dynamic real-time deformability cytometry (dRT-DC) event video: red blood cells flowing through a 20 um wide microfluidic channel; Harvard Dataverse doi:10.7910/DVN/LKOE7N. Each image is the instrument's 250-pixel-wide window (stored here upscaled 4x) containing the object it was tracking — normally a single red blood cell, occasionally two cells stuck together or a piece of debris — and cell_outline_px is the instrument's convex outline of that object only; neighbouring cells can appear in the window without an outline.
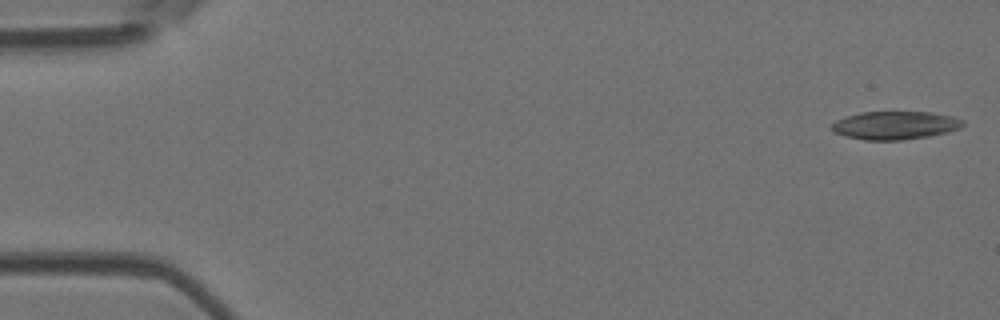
{"species": "Egyptian fruit bat (a non-hibernating species)", "species_latin": "Rousettus aegyptiacus", "temperature_condition": "room temperature", "stored_images_in_passage": 23, "camera_frame_rate_fps": 3000, "um_per_image_px": 0.085, "animal": {"sex": "female"}, "frame": {"image": 1, "passage_image": 1, "time_ms": 0.0, "image_size_px": [1000, 320], "cell_outline_px": [[964, 124], [960, 128], [948, 132], [928, 136], [904, 140], [864, 140], [844, 136], [832, 132], [832, 124], [836, 120], [860, 112], [932, 112], [952, 116], [964, 120]], "centroid_in_image_um": [76.09, 10.66], "position_along_channel_um": 8.9, "area_um2": 21.62}}
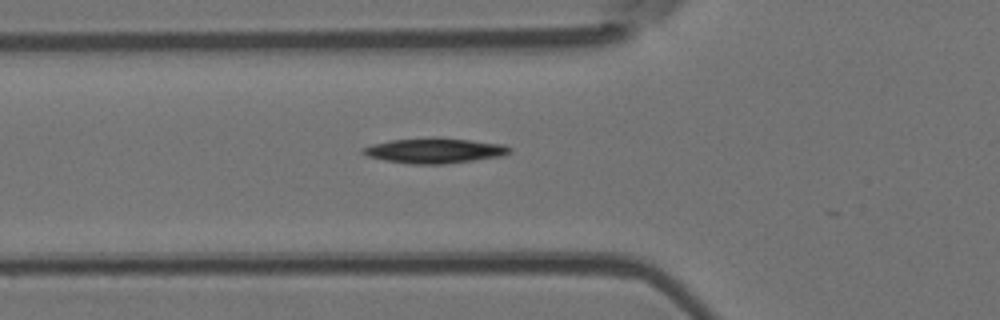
{"frame": {"image": 2, "passage_image": 18, "time_ms": 5.667, "image_size_px": [1000, 320], "cell_outline_px": [[512, 152], [500, 156], [444, 164], [412, 164], [384, 160], [368, 156], [360, 152], [360, 148], [372, 144], [392, 140], [436, 136], [504, 144], [512, 148]], "centroid_in_image_um": [36.92, 12.78], "position_along_channel_um": 88.9, "area_um2": 21.68}}
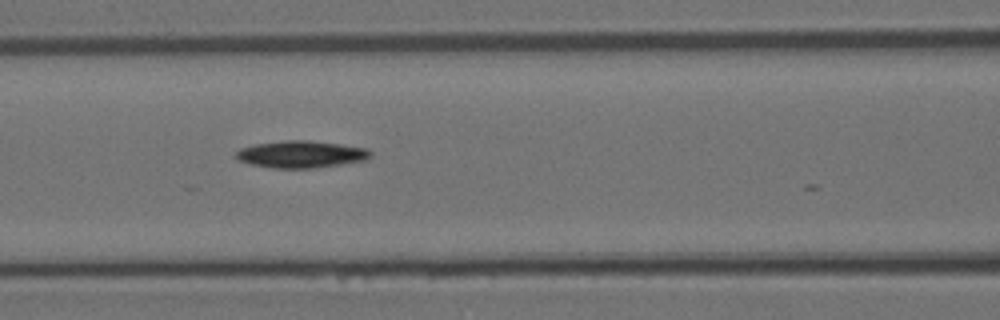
{"frame": {"image": 3, "passage_image": 22, "time_ms": 7.0, "image_size_px": [1000, 320], "cell_outline_px": [[372, 156], [368, 160], [316, 168], [272, 168], [252, 164], [236, 160], [232, 156], [240, 148], [256, 144], [284, 140], [308, 140], [340, 144], [368, 148], [372, 152]], "centroid_in_image_um": [25.6, 13.11], "position_along_channel_um": 141.0, "area_um2": 21.5}}